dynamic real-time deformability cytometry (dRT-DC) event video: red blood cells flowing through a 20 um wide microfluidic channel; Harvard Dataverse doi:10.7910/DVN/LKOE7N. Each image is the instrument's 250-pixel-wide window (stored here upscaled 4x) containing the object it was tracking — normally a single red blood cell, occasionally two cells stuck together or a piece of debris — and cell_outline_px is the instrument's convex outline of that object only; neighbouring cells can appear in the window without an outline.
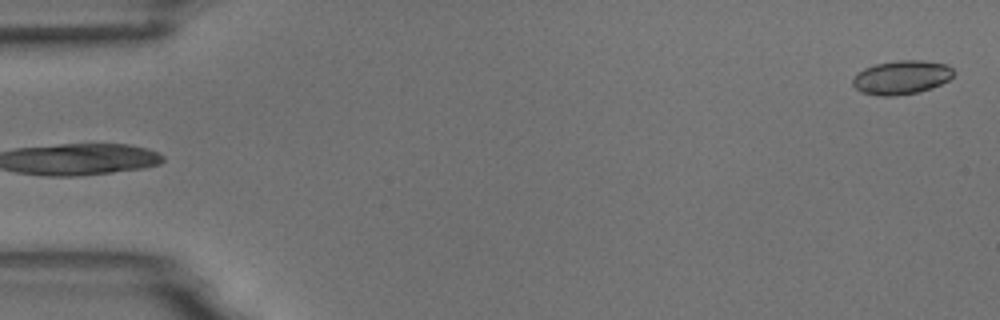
{"species": "common noctule bat (a hibernating species)", "species_latin": "Nyctalus noctula", "temperature_condition": "room temperature", "stored_images_in_passage": 4, "segment_of_instrument_passage": [2, 2], "camera_frame_rate_fps": 3000, "um_per_image_px": 0.085, "animal": {"sex": "male", "body_mass_g": 18.8}, "frame": {"image": 1, "passage_image": 4, "time_ms": 4.333, "image_size_px": [1000, 320], "cell_outline_px": [[952, 76], [948, 80], [932, 88], [916, 92], [896, 96], [880, 96], [860, 92], [852, 84], [852, 80], [864, 68], [876, 64], [900, 60], [920, 60], [948, 64], [952, 68]], "centroid_in_image_um": [76.62, 6.58], "position_along_channel_um": 8.4, "area_um2": 19.71}}